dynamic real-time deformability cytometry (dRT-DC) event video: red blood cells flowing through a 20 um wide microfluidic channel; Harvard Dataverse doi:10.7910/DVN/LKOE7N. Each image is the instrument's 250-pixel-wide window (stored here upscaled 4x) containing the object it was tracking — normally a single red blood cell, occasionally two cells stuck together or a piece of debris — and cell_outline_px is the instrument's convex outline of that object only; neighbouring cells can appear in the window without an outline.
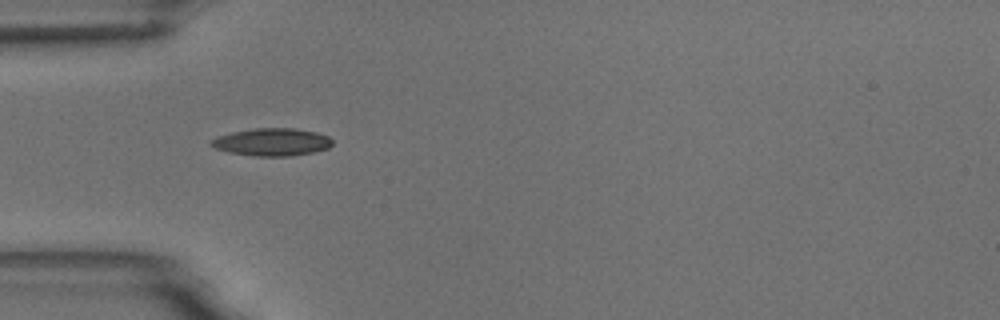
{"species": "common noctule bat (a hibernating species)", "species_latin": "Nyctalus noctula", "temperature_condition": "room temperature", "stored_images_in_passage": 2, "camera_frame_rate_fps": 3000, "um_per_image_px": 0.085, "animal": {"sex": "male", "body_mass_g": 18.8}, "frame": {"image": 1, "passage_image": 1, "time_ms": 0.0, "image_size_px": [1000, 320], "cell_outline_px": [[332, 144], [328, 148], [312, 152], [292, 156], [252, 156], [228, 152], [216, 148], [208, 144], [212, 140], [220, 136], [232, 132], [252, 128], [296, 128], [316, 132], [328, 136], [332, 140]], "centroid_in_image_um": [23.12, 12.07], "position_along_channel_um": 61.9, "area_um2": 19.48}}